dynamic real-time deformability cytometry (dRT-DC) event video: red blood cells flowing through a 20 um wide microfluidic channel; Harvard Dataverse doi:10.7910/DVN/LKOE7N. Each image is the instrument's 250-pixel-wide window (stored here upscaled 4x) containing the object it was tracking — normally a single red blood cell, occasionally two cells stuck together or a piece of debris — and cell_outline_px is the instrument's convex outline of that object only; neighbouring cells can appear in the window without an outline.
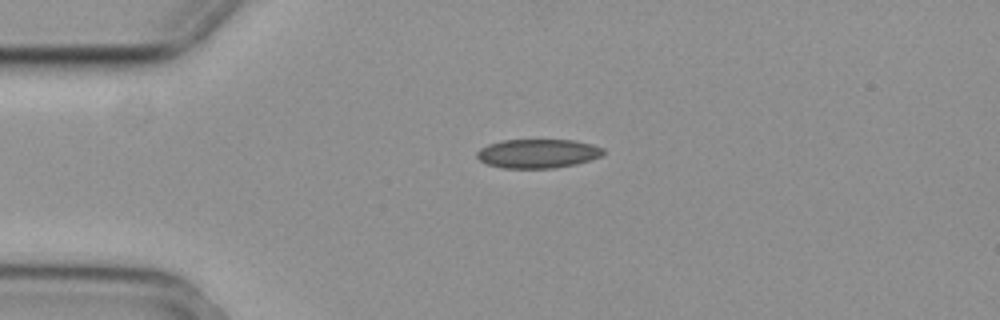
{"species": "common noctule bat (a hibernating species)", "species_latin": "Nyctalus noctula", "temperature_condition": "cold", "stored_images_in_passage": 51, "camera_frame_rate_fps": 3000, "um_per_image_px": 0.085, "animal": {"sex": "female", "body_mass_g": 29.2, "forearm_length_mm": 56.3}, "frame": {"image": 1, "passage_image": 9, "time_ms": 2.667, "image_size_px": [1000, 320], "cell_outline_px": [[604, 152], [600, 156], [576, 164], [552, 168], [504, 168], [488, 164], [480, 160], [476, 156], [476, 152], [480, 148], [488, 144], [504, 140], [572, 140], [592, 144], [604, 148]], "centroid_in_image_um": [45.69, 13.04], "position_along_channel_um": 39.3, "area_um2": 21.21}}
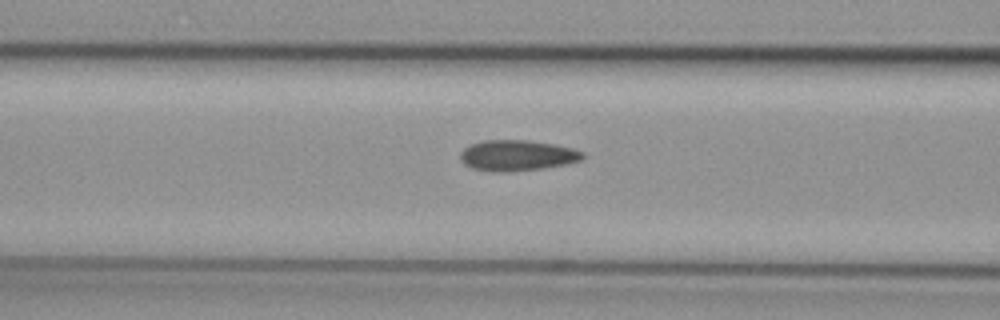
{"frame": {"image": 2, "passage_image": 18, "time_ms": 5.667, "image_size_px": [1000, 320], "cell_outline_px": [[584, 156], [580, 160], [568, 164], [544, 168], [508, 172], [492, 172], [472, 168], [464, 164], [460, 160], [460, 152], [464, 148], [472, 144], [484, 140], [528, 140], [556, 144], [572, 148], [584, 152]], "centroid_in_image_um": [43.96, 13.22], "position_along_channel_um": 122.6, "area_um2": 22.14}}
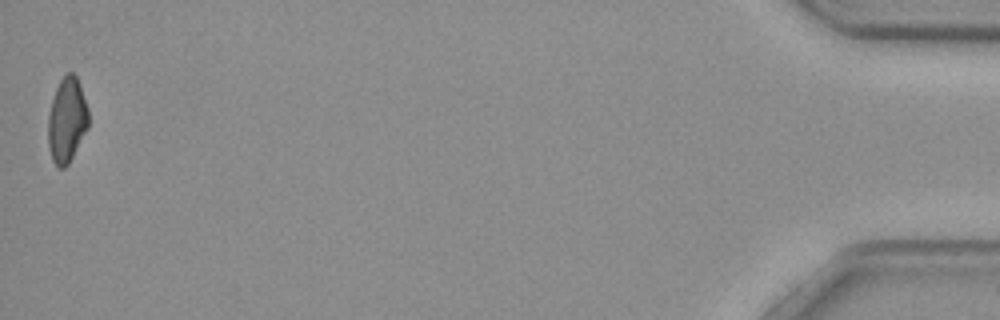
{"frame": {"image": 3, "passage_image": 51, "time_ms": 16.667, "image_size_px": [1000, 320], "cell_outline_px": [[88, 128], [68, 164], [64, 168], [56, 168], [52, 160], [48, 144], [48, 116], [52, 100], [56, 88], [60, 80], [68, 72], [72, 72], [76, 76], [80, 84], [88, 108]], "centroid_in_image_um": [5.68, 10.22], "position_along_channel_um": 429.5, "area_um2": 20.0}, "authors_computed_cell_mechanics": {"area_um2": 21.3282, "velocity_mm_per_s": 3.7191, "shape_relaxation_time_tau1_ms": null, "shape_relaxation_time_tau2_ms": 3.1649, "deformation_change_tau1": null, "deformation_change_tau2": 0.0971}}